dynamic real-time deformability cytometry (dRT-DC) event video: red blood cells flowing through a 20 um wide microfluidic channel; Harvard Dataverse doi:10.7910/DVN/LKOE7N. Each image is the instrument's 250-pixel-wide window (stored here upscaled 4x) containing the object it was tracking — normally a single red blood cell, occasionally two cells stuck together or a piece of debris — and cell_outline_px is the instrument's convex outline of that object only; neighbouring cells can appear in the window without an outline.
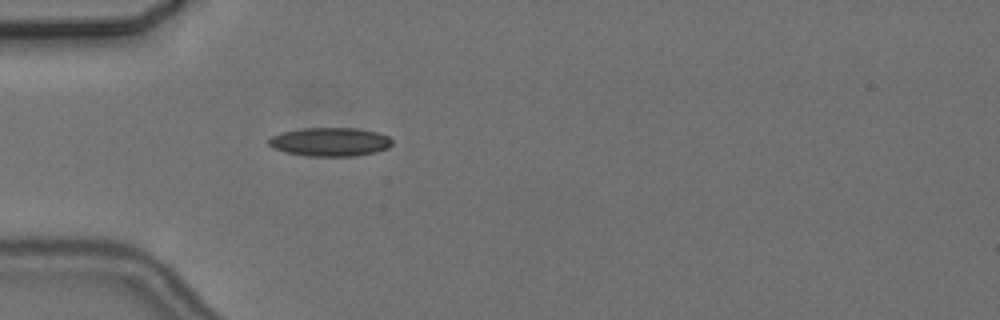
{"species": "common noctule bat (a hibernating species)", "species_latin": "Nyctalus noctula", "temperature_condition": "cold", "stored_images_in_passage": 2, "camera_frame_rate_fps": 3000, "um_per_image_px": 0.085, "animal": {"sex": "female", "body_mass_g": 24.6, "forearm_length_mm": 56.2}, "frame": {"image": 1, "passage_image": 2, "time_ms": 1.333, "image_size_px": [1000, 320], "cell_outline_px": [[392, 144], [388, 148], [376, 152], [356, 156], [308, 156], [284, 152], [272, 148], [268, 144], [268, 140], [272, 136], [280, 132], [304, 128], [360, 128], [376, 132], [388, 136], [392, 140]], "centroid_in_image_um": [28.04, 12.06], "position_along_channel_um": 57.0, "area_um2": 20.81}}